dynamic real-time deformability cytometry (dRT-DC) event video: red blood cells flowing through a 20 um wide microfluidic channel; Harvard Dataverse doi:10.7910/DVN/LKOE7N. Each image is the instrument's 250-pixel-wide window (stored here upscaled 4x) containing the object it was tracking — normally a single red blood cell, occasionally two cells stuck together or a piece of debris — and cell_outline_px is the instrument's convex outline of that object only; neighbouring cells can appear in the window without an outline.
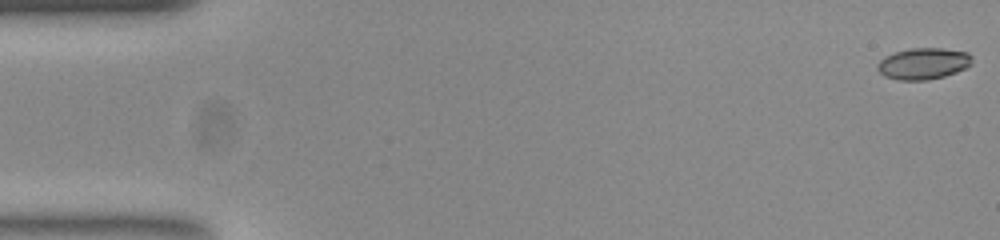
{"species": "common noctule bat (a hibernating species)", "species_latin": "Nyctalus noctula", "temperature_condition": "room temperature", "stored_images_in_passage": 54, "camera_frame_rate_fps": 3000, "um_per_image_px": 0.085, "animal": {"sex": "female", "body_mass_g": 23.0, "forearm_length_mm": 53.4}, "frame": {"image": 1, "passage_image": 1, "time_ms": 0.0, "image_size_px": [1000, 240], "cell_outline_px": [[972, 64], [956, 72], [944, 76], [928, 80], [896, 80], [884, 76], [876, 68], [876, 64], [884, 56], [896, 52], [912, 48], [940, 48], [968, 52], [972, 56]], "centroid_in_image_um": [78.47, 5.41], "position_along_channel_um": 6.5, "area_um2": 17.4}}
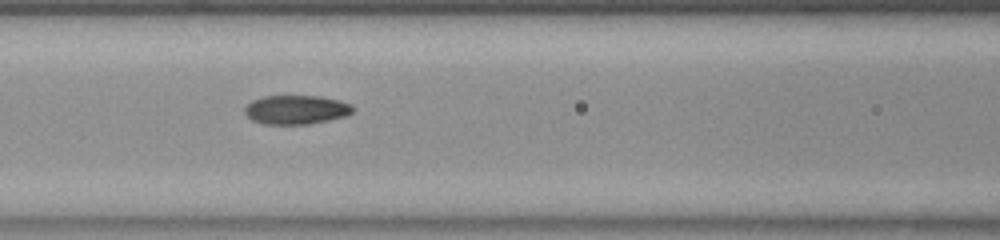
{"frame": {"image": 2, "passage_image": 23, "time_ms": 7.333, "image_size_px": [1000, 240], "cell_outline_px": [[352, 112], [348, 116], [308, 124], [264, 124], [252, 120], [244, 112], [244, 108], [252, 100], [260, 96], [320, 96], [340, 100], [352, 104]], "centroid_in_image_um": [25.17, 9.32], "position_along_channel_um": 141.4, "area_um2": 18.38}}
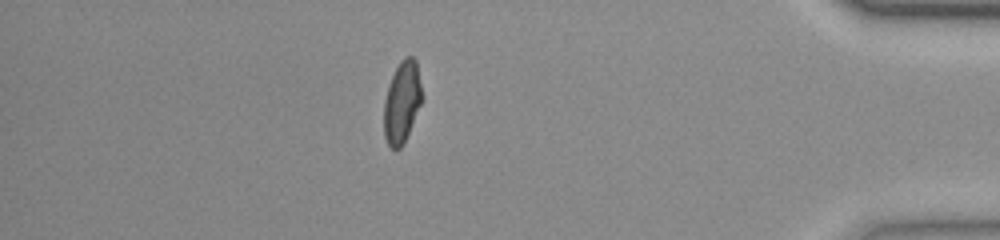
{"frame": {"image": 3, "passage_image": 47, "time_ms": 15.333, "image_size_px": [1000, 240], "cell_outline_px": [[420, 104], [404, 144], [400, 148], [392, 148], [388, 144], [384, 136], [384, 100], [388, 84], [400, 60], [404, 56], [412, 56], [416, 60], [420, 84]], "centroid_in_image_um": [34.13, 8.67], "position_along_channel_um": 401.1, "area_um2": 17.8}, "authors_computed_cell_mechanics": {"area_um2": 18.2648, "velocity_mm_per_s": 3.8052, "shape_relaxation_time_tau1_ms": 5.8135, "shape_relaxation_time_tau2_ms": 1.6534, "deformation_change_tau1": 0.1833, "deformation_change_tau2": 0.0563}}